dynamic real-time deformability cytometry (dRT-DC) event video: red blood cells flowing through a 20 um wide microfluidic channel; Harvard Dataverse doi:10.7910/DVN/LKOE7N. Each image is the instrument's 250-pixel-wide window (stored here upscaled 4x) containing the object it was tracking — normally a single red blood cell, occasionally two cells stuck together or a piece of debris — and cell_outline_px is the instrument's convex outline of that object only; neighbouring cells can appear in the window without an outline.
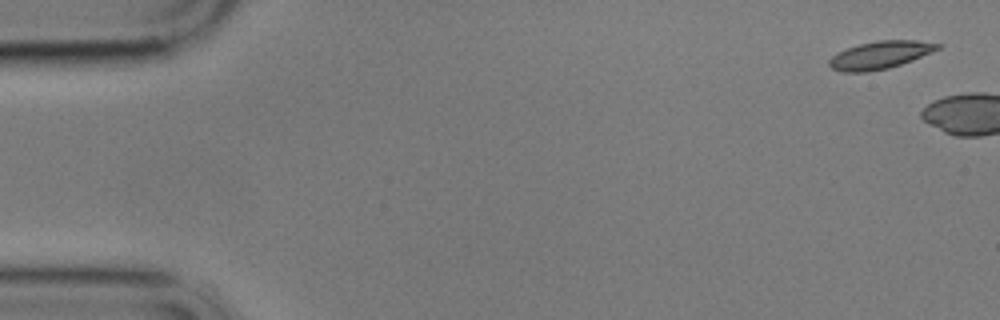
{"species": "common noctule bat (a hibernating species)", "species_latin": "Nyctalus noctula", "temperature_condition": "cold", "stored_images_in_passage": 2, "camera_frame_rate_fps": 3000, "um_per_image_px": 0.085, "animal": {"sex": "male", "body_mass_g": 17.9}, "frame": {"image": 1, "passage_image": 1, "time_ms": 0.0, "image_size_px": [1000, 320], "cell_outline_px": [[944, 44], [940, 48], [932, 52], [912, 60], [888, 68], [868, 72], [840, 72], [832, 68], [828, 64], [828, 60], [832, 56], [848, 48], [860, 44], [876, 40], [916, 40]], "centroid_in_image_um": [74.82, 4.67], "position_along_channel_um": 10.2, "area_um2": 17.46}}